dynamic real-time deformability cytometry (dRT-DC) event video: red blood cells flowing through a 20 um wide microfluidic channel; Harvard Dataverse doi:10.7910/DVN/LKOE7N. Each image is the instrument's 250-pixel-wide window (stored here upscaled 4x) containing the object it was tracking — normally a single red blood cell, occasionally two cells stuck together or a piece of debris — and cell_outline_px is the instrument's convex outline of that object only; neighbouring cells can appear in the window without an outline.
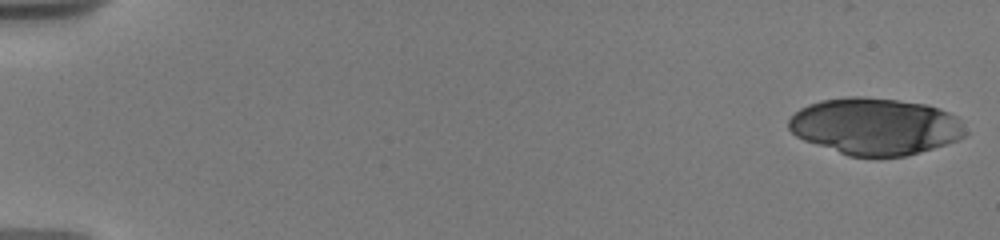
{"species": "human", "species_latin": "Homo sapiens", "temperature_condition": "warm", "stored_images_in_passage": 12, "camera_frame_rate_fps": 3000, "um_per_image_px": 0.085, "donor": {"sex": "male"}, "frame": {"image": 1, "passage_image": 1, "time_ms": 0.0, "image_size_px": [1000, 240], "cell_outline_px": [[968, 132], [964, 136], [956, 140], [920, 152], [904, 156], [848, 156], [804, 140], [796, 136], [788, 128], [788, 120], [800, 108], [808, 104], [820, 100], [848, 96], [864, 96], [928, 104], [940, 108], [956, 116]], "centroid_in_image_um": [74.38, 10.72], "position_along_channel_um": 10.6, "area_um2": 58.49}}